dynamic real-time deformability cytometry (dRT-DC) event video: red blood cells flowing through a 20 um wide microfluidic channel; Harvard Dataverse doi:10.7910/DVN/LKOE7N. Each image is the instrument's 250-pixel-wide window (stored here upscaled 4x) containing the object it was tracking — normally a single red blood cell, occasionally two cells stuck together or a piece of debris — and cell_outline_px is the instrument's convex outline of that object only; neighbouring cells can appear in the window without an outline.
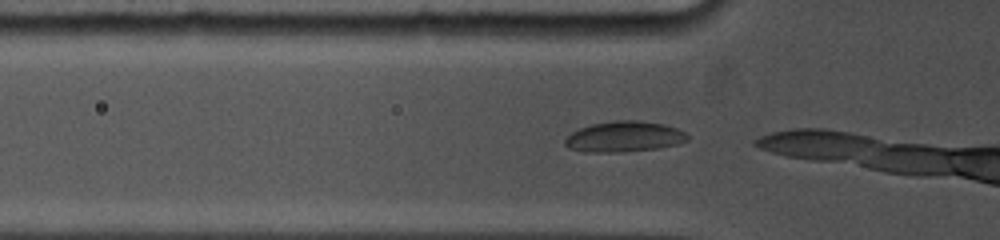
{"species": "common noctule bat (a hibernating species)", "species_latin": "Nyctalus noctula", "temperature_condition": "cold", "stored_images_in_passage": 4, "camera_frame_rate_fps": 5000, "um_per_image_px": 0.085, "animal": {"sex": "female", "body_mass_g": 19.0, "forearm_length_mm": 53.3}, "frame": {"image": 1, "passage_image": 2, "time_ms": 0.2, "image_size_px": [1000, 240], "cell_outline_px": [[688, 140], [676, 144], [656, 148], [624, 152], [584, 152], [568, 148], [564, 144], [564, 140], [572, 132], [580, 128], [592, 124], [616, 120], [640, 120], [664, 124], [676, 128], [684, 132], [688, 136]], "centroid_in_image_um": [53.03, 11.61], "position_along_channel_um": 72.8, "area_um2": 21.85}}